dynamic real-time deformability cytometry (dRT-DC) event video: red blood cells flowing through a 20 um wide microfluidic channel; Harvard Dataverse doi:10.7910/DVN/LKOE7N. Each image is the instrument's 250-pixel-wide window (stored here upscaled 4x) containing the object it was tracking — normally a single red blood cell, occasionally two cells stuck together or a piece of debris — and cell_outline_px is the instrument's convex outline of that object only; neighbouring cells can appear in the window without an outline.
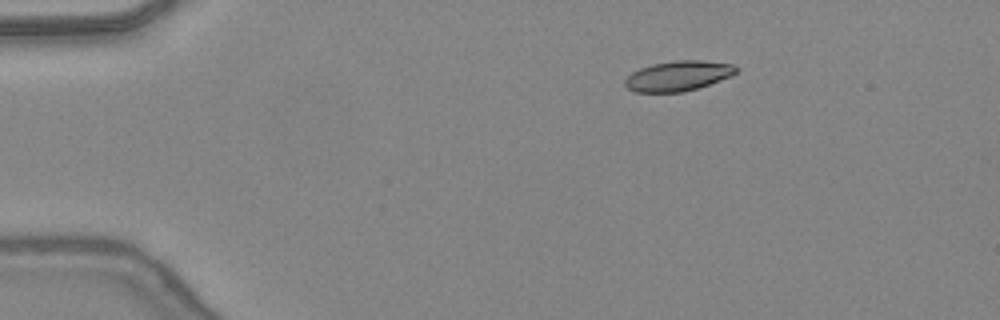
{"species": "common noctule bat (a hibernating species)", "species_latin": "Nyctalus noctula", "temperature_condition": "warm", "stored_images_in_passage": 40, "camera_frame_rate_fps": 3000, "um_per_image_px": 0.085, "animal": {"sex": "female", "body_mass_g": 24.6, "forearm_length_mm": 56.2}, "frame": {"image": 1, "passage_image": 1, "time_ms": 0.0, "image_size_px": [1000, 320], "cell_outline_px": [[740, 68], [732, 76], [684, 92], [636, 92], [628, 88], [624, 84], [624, 80], [632, 72], [640, 68], [652, 64], [676, 60], [700, 60], [732, 64]], "centroid_in_image_um": [57.64, 6.44], "position_along_channel_um": 27.4, "area_um2": 19.42}}
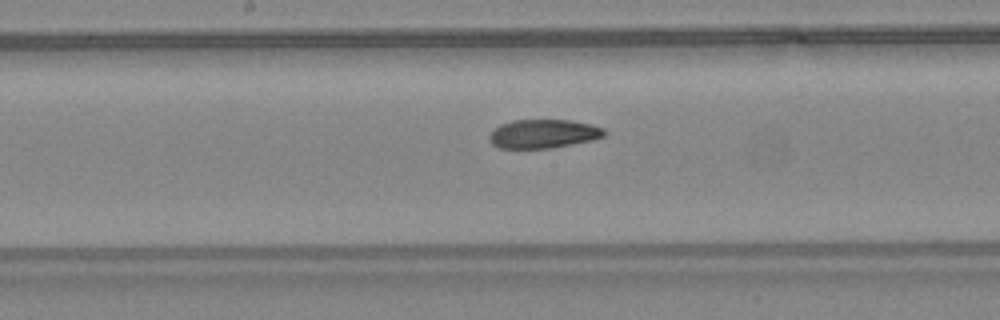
{"frame": {"image": 2, "passage_image": 18, "time_ms": 5.667, "image_size_px": [1000, 320], "cell_outline_px": [[608, 132], [604, 136], [592, 140], [552, 148], [500, 148], [492, 144], [488, 140], [488, 136], [500, 124], [512, 120], [572, 120], [592, 124], [604, 128]], "centroid_in_image_um": [46.21, 11.37], "position_along_channel_um": 202.0, "area_um2": 19.42}}
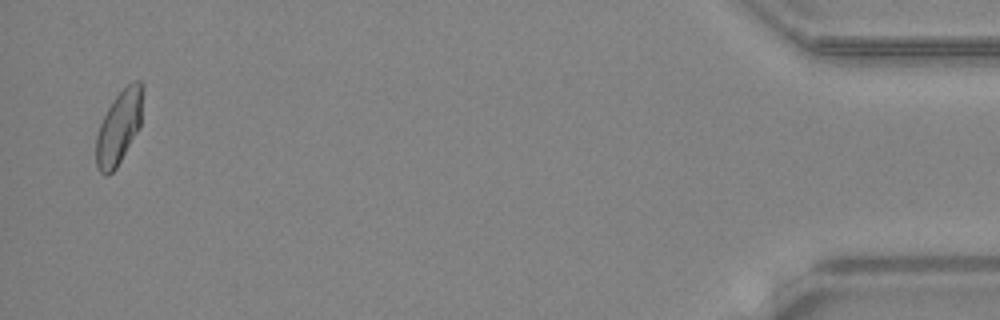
{"frame": {"image": 3, "passage_image": 39, "time_ms": 12.667, "image_size_px": [1000, 320], "cell_outline_px": [[144, 88], [140, 128], [116, 168], [108, 176], [104, 176], [96, 168], [96, 136], [100, 124], [108, 108], [116, 96], [132, 80], [140, 80], [144, 84]], "centroid_in_image_um": [10.13, 10.81], "position_along_channel_um": 425.1, "area_um2": 20.23}, "authors_computed_cell_mechanics": {"area_um2": 20.1144, "velocity_mm_per_s": 4.3977, "shape_relaxation_time_tau1_ms": 6.3249, "shape_relaxation_time_tau2_ms": 3.1795, "deformation_change_tau1": 0.159, "deformation_change_tau2": 0.0795}}